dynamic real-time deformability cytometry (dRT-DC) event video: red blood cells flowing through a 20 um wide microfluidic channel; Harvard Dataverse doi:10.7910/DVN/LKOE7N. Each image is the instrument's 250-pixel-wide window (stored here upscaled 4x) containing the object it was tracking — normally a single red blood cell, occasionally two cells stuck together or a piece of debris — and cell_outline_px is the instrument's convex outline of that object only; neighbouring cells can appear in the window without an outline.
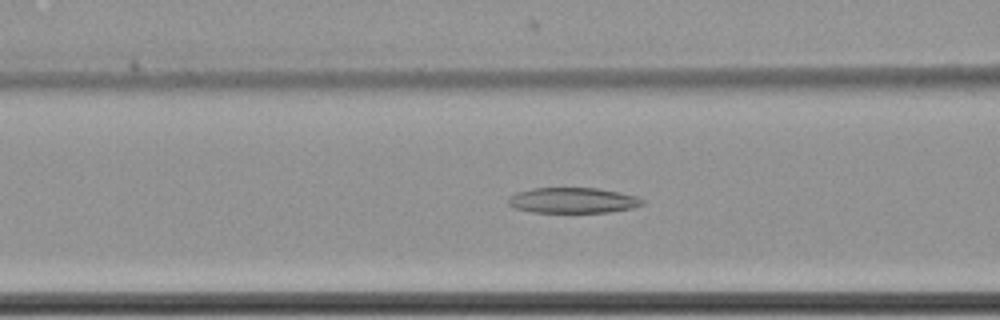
{"species": "common noctule bat (a hibernating species)", "species_latin": "Nyctalus noctula", "temperature_condition": "cold", "stored_images_in_passage": 49, "camera_frame_rate_fps": 3000, "um_per_image_px": 0.085, "animal": {"sex": "female", "body_mass_g": 22.7, "forearm_length_mm": 54.2}, "frame": {"image": 1, "passage_image": 14, "time_ms": 4.333, "image_size_px": [1000, 320], "cell_outline_px": [[644, 204], [632, 208], [612, 212], [532, 212], [516, 208], [508, 204], [508, 196], [516, 192], [532, 188], [596, 188], [636, 196], [644, 200]], "centroid_in_image_um": [48.67, 17.03], "position_along_channel_um": 117.9, "area_um2": 19.88}}
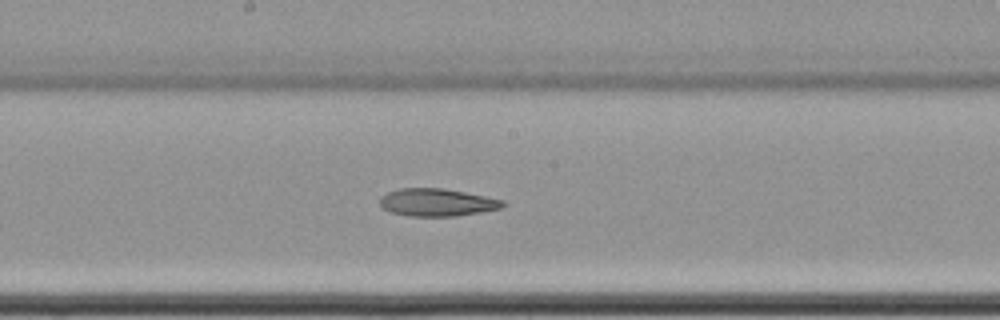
{"frame": {"image": 2, "passage_image": 22, "time_ms": 7.0, "image_size_px": [1000, 320], "cell_outline_px": [[508, 204], [500, 208], [480, 212], [456, 216], [408, 216], [392, 212], [384, 208], [380, 204], [380, 196], [388, 192], [400, 188], [444, 188], [504, 200]], "centroid_in_image_um": [37.15, 17.2], "position_along_channel_um": 211.0, "area_um2": 19.71}}
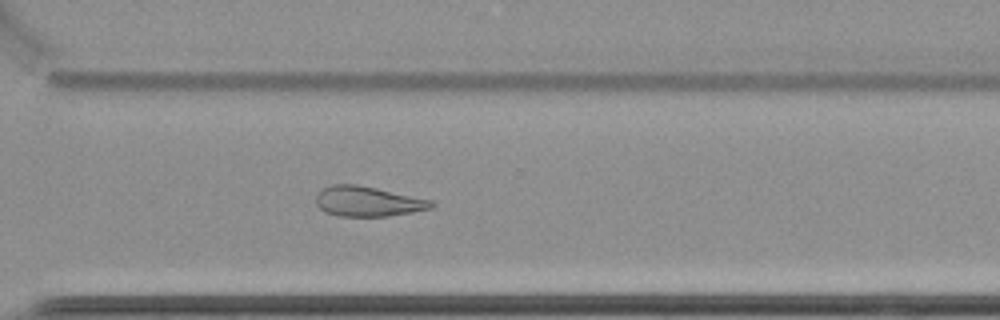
{"frame": {"image": 3, "passage_image": 33, "time_ms": 10.667, "image_size_px": [1000, 320], "cell_outline_px": [[436, 204], [432, 208], [412, 212], [388, 216], [336, 216], [324, 212], [316, 204], [316, 196], [324, 188], [332, 184], [356, 184], [376, 188], [432, 200]], "centroid_in_image_um": [31.26, 17.13], "position_along_channel_um": 339.3, "area_um2": 20.17}}